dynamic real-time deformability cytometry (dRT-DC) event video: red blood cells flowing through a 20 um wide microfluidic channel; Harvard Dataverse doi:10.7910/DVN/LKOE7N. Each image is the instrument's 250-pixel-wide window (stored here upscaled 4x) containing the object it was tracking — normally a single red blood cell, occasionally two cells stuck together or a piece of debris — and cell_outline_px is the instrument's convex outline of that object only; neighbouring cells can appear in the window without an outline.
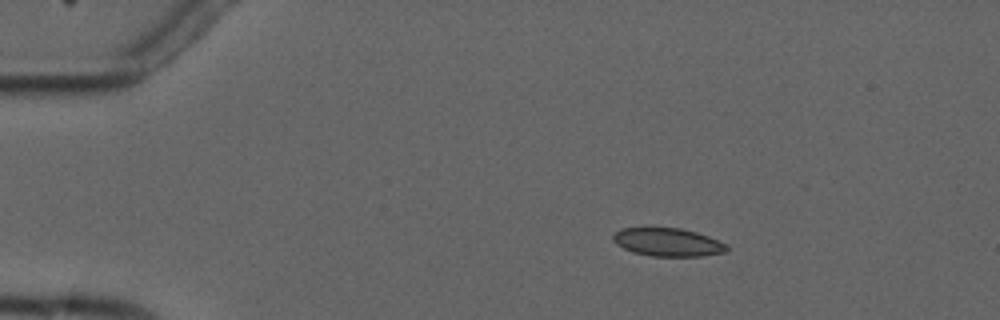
{"species": "common noctule bat (a hibernating species)", "species_latin": "Nyctalus noctula", "temperature_condition": "cold", "stored_images_in_passage": 5, "camera_frame_rate_fps": 3000, "um_per_image_px": 0.085, "animal": {"sex": "male", "forearm_length_mm": 52.5}, "frame": {"image": 1, "passage_image": 3, "time_ms": 2.667, "image_size_px": [1000, 320], "cell_outline_px": [[728, 252], [700, 256], [652, 256], [632, 252], [616, 244], [612, 240], [612, 236], [620, 228], [680, 228], [696, 232], [708, 236], [728, 244]], "centroid_in_image_um": [56.78, 20.59], "position_along_channel_um": 28.2, "area_um2": 18.73}}